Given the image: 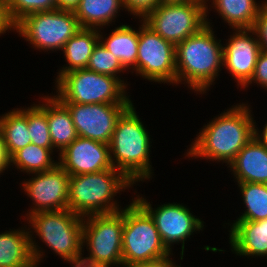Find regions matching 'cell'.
<instances>
[{
	"label": "cell",
	"mask_w": 267,
	"mask_h": 267,
	"mask_svg": "<svg viewBox=\"0 0 267 267\" xmlns=\"http://www.w3.org/2000/svg\"><path fill=\"white\" fill-rule=\"evenodd\" d=\"M248 104L240 103L205 124L187 150L188 158L230 164L254 137V117Z\"/></svg>",
	"instance_id": "6da1fadb"
},
{
	"label": "cell",
	"mask_w": 267,
	"mask_h": 267,
	"mask_svg": "<svg viewBox=\"0 0 267 267\" xmlns=\"http://www.w3.org/2000/svg\"><path fill=\"white\" fill-rule=\"evenodd\" d=\"M207 21L200 31L176 45V84H188L196 93H206L220 67H223V46Z\"/></svg>",
	"instance_id": "7a4b0ae2"
},
{
	"label": "cell",
	"mask_w": 267,
	"mask_h": 267,
	"mask_svg": "<svg viewBox=\"0 0 267 267\" xmlns=\"http://www.w3.org/2000/svg\"><path fill=\"white\" fill-rule=\"evenodd\" d=\"M133 103L118 118L109 143L112 166L133 184L152 177L151 141Z\"/></svg>",
	"instance_id": "3957f363"
},
{
	"label": "cell",
	"mask_w": 267,
	"mask_h": 267,
	"mask_svg": "<svg viewBox=\"0 0 267 267\" xmlns=\"http://www.w3.org/2000/svg\"><path fill=\"white\" fill-rule=\"evenodd\" d=\"M133 183L116 168L70 176L68 209L81 217L120 211L114 198ZM129 187V188H128Z\"/></svg>",
	"instance_id": "277c9868"
},
{
	"label": "cell",
	"mask_w": 267,
	"mask_h": 267,
	"mask_svg": "<svg viewBox=\"0 0 267 267\" xmlns=\"http://www.w3.org/2000/svg\"><path fill=\"white\" fill-rule=\"evenodd\" d=\"M55 95L62 103H132L121 78L88 69L73 70L56 79Z\"/></svg>",
	"instance_id": "5b68a950"
},
{
	"label": "cell",
	"mask_w": 267,
	"mask_h": 267,
	"mask_svg": "<svg viewBox=\"0 0 267 267\" xmlns=\"http://www.w3.org/2000/svg\"><path fill=\"white\" fill-rule=\"evenodd\" d=\"M124 208L122 263L139 265L172 253L163 244L150 214L135 200Z\"/></svg>",
	"instance_id": "8992f818"
},
{
	"label": "cell",
	"mask_w": 267,
	"mask_h": 267,
	"mask_svg": "<svg viewBox=\"0 0 267 267\" xmlns=\"http://www.w3.org/2000/svg\"><path fill=\"white\" fill-rule=\"evenodd\" d=\"M123 226L124 209L83 217L82 245H87L90 255L85 258L94 267H111L113 264L118 267L123 264Z\"/></svg>",
	"instance_id": "52a82bcc"
},
{
	"label": "cell",
	"mask_w": 267,
	"mask_h": 267,
	"mask_svg": "<svg viewBox=\"0 0 267 267\" xmlns=\"http://www.w3.org/2000/svg\"><path fill=\"white\" fill-rule=\"evenodd\" d=\"M34 233L62 259L80 257L83 217L69 209L40 211L27 217Z\"/></svg>",
	"instance_id": "ba28073f"
},
{
	"label": "cell",
	"mask_w": 267,
	"mask_h": 267,
	"mask_svg": "<svg viewBox=\"0 0 267 267\" xmlns=\"http://www.w3.org/2000/svg\"><path fill=\"white\" fill-rule=\"evenodd\" d=\"M81 28L74 11L55 9L26 15L14 25L20 37L44 51L62 50Z\"/></svg>",
	"instance_id": "9c48e42d"
},
{
	"label": "cell",
	"mask_w": 267,
	"mask_h": 267,
	"mask_svg": "<svg viewBox=\"0 0 267 267\" xmlns=\"http://www.w3.org/2000/svg\"><path fill=\"white\" fill-rule=\"evenodd\" d=\"M203 0L160 4L143 20L175 46L207 25L208 5Z\"/></svg>",
	"instance_id": "30bf717a"
},
{
	"label": "cell",
	"mask_w": 267,
	"mask_h": 267,
	"mask_svg": "<svg viewBox=\"0 0 267 267\" xmlns=\"http://www.w3.org/2000/svg\"><path fill=\"white\" fill-rule=\"evenodd\" d=\"M141 22L135 74L149 81L176 84V46L157 34L143 19Z\"/></svg>",
	"instance_id": "8fae6325"
},
{
	"label": "cell",
	"mask_w": 267,
	"mask_h": 267,
	"mask_svg": "<svg viewBox=\"0 0 267 267\" xmlns=\"http://www.w3.org/2000/svg\"><path fill=\"white\" fill-rule=\"evenodd\" d=\"M134 199L153 218L160 238L166 248L172 252L171 244L182 242L181 260L183 259L185 241L195 231L203 229L204 221L195 217L189 209L176 203H168L158 206L153 210L151 203L142 196L136 195Z\"/></svg>",
	"instance_id": "7c38bea8"
},
{
	"label": "cell",
	"mask_w": 267,
	"mask_h": 267,
	"mask_svg": "<svg viewBox=\"0 0 267 267\" xmlns=\"http://www.w3.org/2000/svg\"><path fill=\"white\" fill-rule=\"evenodd\" d=\"M79 137L109 144L116 122L132 103H63Z\"/></svg>",
	"instance_id": "4fadbf2b"
},
{
	"label": "cell",
	"mask_w": 267,
	"mask_h": 267,
	"mask_svg": "<svg viewBox=\"0 0 267 267\" xmlns=\"http://www.w3.org/2000/svg\"><path fill=\"white\" fill-rule=\"evenodd\" d=\"M34 175L22 182L23 190L34 201V207L32 206L26 216L40 211L68 209L70 175L59 164L52 170Z\"/></svg>",
	"instance_id": "5bb4252c"
},
{
	"label": "cell",
	"mask_w": 267,
	"mask_h": 267,
	"mask_svg": "<svg viewBox=\"0 0 267 267\" xmlns=\"http://www.w3.org/2000/svg\"><path fill=\"white\" fill-rule=\"evenodd\" d=\"M253 35L255 31L252 28L235 29L227 45L223 46V66L241 88L253 77L257 58L261 52L257 35Z\"/></svg>",
	"instance_id": "9a60e30c"
},
{
	"label": "cell",
	"mask_w": 267,
	"mask_h": 267,
	"mask_svg": "<svg viewBox=\"0 0 267 267\" xmlns=\"http://www.w3.org/2000/svg\"><path fill=\"white\" fill-rule=\"evenodd\" d=\"M58 164L70 175L97 173L113 168L109 144L77 137L59 153Z\"/></svg>",
	"instance_id": "2e32d148"
},
{
	"label": "cell",
	"mask_w": 267,
	"mask_h": 267,
	"mask_svg": "<svg viewBox=\"0 0 267 267\" xmlns=\"http://www.w3.org/2000/svg\"><path fill=\"white\" fill-rule=\"evenodd\" d=\"M32 233V230L21 228L17 231L10 229L0 234V267H37L39 265L44 253L35 243Z\"/></svg>",
	"instance_id": "e0dca14e"
},
{
	"label": "cell",
	"mask_w": 267,
	"mask_h": 267,
	"mask_svg": "<svg viewBox=\"0 0 267 267\" xmlns=\"http://www.w3.org/2000/svg\"><path fill=\"white\" fill-rule=\"evenodd\" d=\"M237 183L267 184V147L253 137L230 162Z\"/></svg>",
	"instance_id": "ac0fdd59"
},
{
	"label": "cell",
	"mask_w": 267,
	"mask_h": 267,
	"mask_svg": "<svg viewBox=\"0 0 267 267\" xmlns=\"http://www.w3.org/2000/svg\"><path fill=\"white\" fill-rule=\"evenodd\" d=\"M229 232V243L235 254L267 257V218L260 221L236 220Z\"/></svg>",
	"instance_id": "d6986e66"
},
{
	"label": "cell",
	"mask_w": 267,
	"mask_h": 267,
	"mask_svg": "<svg viewBox=\"0 0 267 267\" xmlns=\"http://www.w3.org/2000/svg\"><path fill=\"white\" fill-rule=\"evenodd\" d=\"M46 116L54 149L61 153L77 137L68 108L55 96H46Z\"/></svg>",
	"instance_id": "ffe728a7"
},
{
	"label": "cell",
	"mask_w": 267,
	"mask_h": 267,
	"mask_svg": "<svg viewBox=\"0 0 267 267\" xmlns=\"http://www.w3.org/2000/svg\"><path fill=\"white\" fill-rule=\"evenodd\" d=\"M99 29L80 28L63 46L66 67L60 69L57 78L73 70L86 69L93 49L100 41Z\"/></svg>",
	"instance_id": "44dd1931"
},
{
	"label": "cell",
	"mask_w": 267,
	"mask_h": 267,
	"mask_svg": "<svg viewBox=\"0 0 267 267\" xmlns=\"http://www.w3.org/2000/svg\"><path fill=\"white\" fill-rule=\"evenodd\" d=\"M100 32L99 29L100 42L119 59L125 71L133 68L136 72L139 31L130 25L122 24L116 27L105 41Z\"/></svg>",
	"instance_id": "7402d4cb"
},
{
	"label": "cell",
	"mask_w": 267,
	"mask_h": 267,
	"mask_svg": "<svg viewBox=\"0 0 267 267\" xmlns=\"http://www.w3.org/2000/svg\"><path fill=\"white\" fill-rule=\"evenodd\" d=\"M266 2L259 4L255 0H212L211 4L222 20L235 30L253 28L256 17Z\"/></svg>",
	"instance_id": "603a6c76"
},
{
	"label": "cell",
	"mask_w": 267,
	"mask_h": 267,
	"mask_svg": "<svg viewBox=\"0 0 267 267\" xmlns=\"http://www.w3.org/2000/svg\"><path fill=\"white\" fill-rule=\"evenodd\" d=\"M122 7V0H80L74 14L81 28L102 29L115 22L113 20Z\"/></svg>",
	"instance_id": "cb8c5ba5"
},
{
	"label": "cell",
	"mask_w": 267,
	"mask_h": 267,
	"mask_svg": "<svg viewBox=\"0 0 267 267\" xmlns=\"http://www.w3.org/2000/svg\"><path fill=\"white\" fill-rule=\"evenodd\" d=\"M0 131L9 157L32 143L27 117L19 108L0 116Z\"/></svg>",
	"instance_id": "d4e9b609"
},
{
	"label": "cell",
	"mask_w": 267,
	"mask_h": 267,
	"mask_svg": "<svg viewBox=\"0 0 267 267\" xmlns=\"http://www.w3.org/2000/svg\"><path fill=\"white\" fill-rule=\"evenodd\" d=\"M52 154L50 149L31 143L16 151L10 157V164L13 163L16 168L27 174L40 173L52 170L58 164V161L52 160Z\"/></svg>",
	"instance_id": "484cf974"
},
{
	"label": "cell",
	"mask_w": 267,
	"mask_h": 267,
	"mask_svg": "<svg viewBox=\"0 0 267 267\" xmlns=\"http://www.w3.org/2000/svg\"><path fill=\"white\" fill-rule=\"evenodd\" d=\"M246 210L237 220L260 221L267 218V184L238 183Z\"/></svg>",
	"instance_id": "4316f807"
},
{
	"label": "cell",
	"mask_w": 267,
	"mask_h": 267,
	"mask_svg": "<svg viewBox=\"0 0 267 267\" xmlns=\"http://www.w3.org/2000/svg\"><path fill=\"white\" fill-rule=\"evenodd\" d=\"M42 99L45 100L43 104H34V106L19 110L27 117L31 142L54 152L46 116V96Z\"/></svg>",
	"instance_id": "83f0119b"
},
{
	"label": "cell",
	"mask_w": 267,
	"mask_h": 267,
	"mask_svg": "<svg viewBox=\"0 0 267 267\" xmlns=\"http://www.w3.org/2000/svg\"><path fill=\"white\" fill-rule=\"evenodd\" d=\"M86 69L103 75L118 78L120 72L125 70L119 59L113 55L100 41L93 49Z\"/></svg>",
	"instance_id": "f1b7e54d"
},
{
	"label": "cell",
	"mask_w": 267,
	"mask_h": 267,
	"mask_svg": "<svg viewBox=\"0 0 267 267\" xmlns=\"http://www.w3.org/2000/svg\"><path fill=\"white\" fill-rule=\"evenodd\" d=\"M9 19L15 25L26 15L56 9V0H6Z\"/></svg>",
	"instance_id": "f546056e"
},
{
	"label": "cell",
	"mask_w": 267,
	"mask_h": 267,
	"mask_svg": "<svg viewBox=\"0 0 267 267\" xmlns=\"http://www.w3.org/2000/svg\"><path fill=\"white\" fill-rule=\"evenodd\" d=\"M123 7L133 16L144 19L151 11L159 6V0H122Z\"/></svg>",
	"instance_id": "4dcf8cb0"
},
{
	"label": "cell",
	"mask_w": 267,
	"mask_h": 267,
	"mask_svg": "<svg viewBox=\"0 0 267 267\" xmlns=\"http://www.w3.org/2000/svg\"><path fill=\"white\" fill-rule=\"evenodd\" d=\"M252 29L257 35L261 51L267 53V2L260 9Z\"/></svg>",
	"instance_id": "1f68e13d"
},
{
	"label": "cell",
	"mask_w": 267,
	"mask_h": 267,
	"mask_svg": "<svg viewBox=\"0 0 267 267\" xmlns=\"http://www.w3.org/2000/svg\"><path fill=\"white\" fill-rule=\"evenodd\" d=\"M252 82L267 88V53L265 52L259 53L253 77L243 88L248 87Z\"/></svg>",
	"instance_id": "d6a6232c"
},
{
	"label": "cell",
	"mask_w": 267,
	"mask_h": 267,
	"mask_svg": "<svg viewBox=\"0 0 267 267\" xmlns=\"http://www.w3.org/2000/svg\"><path fill=\"white\" fill-rule=\"evenodd\" d=\"M13 29L14 24L9 19L6 0H0V34Z\"/></svg>",
	"instance_id": "836d02e7"
},
{
	"label": "cell",
	"mask_w": 267,
	"mask_h": 267,
	"mask_svg": "<svg viewBox=\"0 0 267 267\" xmlns=\"http://www.w3.org/2000/svg\"><path fill=\"white\" fill-rule=\"evenodd\" d=\"M170 254L158 258L155 260H151L145 263H141L138 266L139 267H181V266H176L174 262H172V259L169 258Z\"/></svg>",
	"instance_id": "e575fe53"
},
{
	"label": "cell",
	"mask_w": 267,
	"mask_h": 267,
	"mask_svg": "<svg viewBox=\"0 0 267 267\" xmlns=\"http://www.w3.org/2000/svg\"><path fill=\"white\" fill-rule=\"evenodd\" d=\"M10 165V157L7 154L3 137L0 131V174L3 173Z\"/></svg>",
	"instance_id": "d590c367"
},
{
	"label": "cell",
	"mask_w": 267,
	"mask_h": 267,
	"mask_svg": "<svg viewBox=\"0 0 267 267\" xmlns=\"http://www.w3.org/2000/svg\"><path fill=\"white\" fill-rule=\"evenodd\" d=\"M80 0H56V9L65 11H75Z\"/></svg>",
	"instance_id": "8d00e7d4"
},
{
	"label": "cell",
	"mask_w": 267,
	"mask_h": 267,
	"mask_svg": "<svg viewBox=\"0 0 267 267\" xmlns=\"http://www.w3.org/2000/svg\"><path fill=\"white\" fill-rule=\"evenodd\" d=\"M64 260L71 263L73 267H94L85 257H82V255L80 257Z\"/></svg>",
	"instance_id": "74e56055"
},
{
	"label": "cell",
	"mask_w": 267,
	"mask_h": 267,
	"mask_svg": "<svg viewBox=\"0 0 267 267\" xmlns=\"http://www.w3.org/2000/svg\"><path fill=\"white\" fill-rule=\"evenodd\" d=\"M256 126V122H254V137H256L263 145L267 147V123L263 127V132L259 131L258 127ZM260 132H262L261 135Z\"/></svg>",
	"instance_id": "f35d334b"
},
{
	"label": "cell",
	"mask_w": 267,
	"mask_h": 267,
	"mask_svg": "<svg viewBox=\"0 0 267 267\" xmlns=\"http://www.w3.org/2000/svg\"><path fill=\"white\" fill-rule=\"evenodd\" d=\"M195 0H159V4H175V3H185Z\"/></svg>",
	"instance_id": "ab89813d"
},
{
	"label": "cell",
	"mask_w": 267,
	"mask_h": 267,
	"mask_svg": "<svg viewBox=\"0 0 267 267\" xmlns=\"http://www.w3.org/2000/svg\"><path fill=\"white\" fill-rule=\"evenodd\" d=\"M123 267H139L138 265H127V264H122Z\"/></svg>",
	"instance_id": "60d3db41"
}]
</instances>
